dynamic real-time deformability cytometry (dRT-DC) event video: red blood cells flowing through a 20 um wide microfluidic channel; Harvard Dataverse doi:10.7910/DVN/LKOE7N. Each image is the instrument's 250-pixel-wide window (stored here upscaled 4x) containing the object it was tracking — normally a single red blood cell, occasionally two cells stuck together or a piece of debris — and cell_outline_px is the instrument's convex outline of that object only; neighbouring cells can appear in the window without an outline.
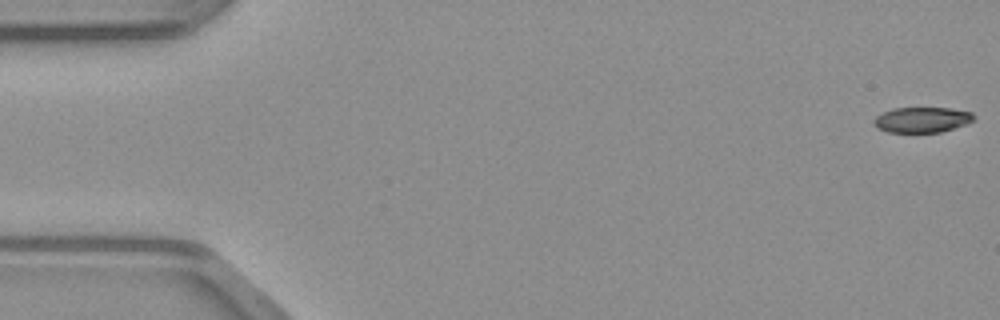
{"species": "common noctule bat (a hibernating species)", "species_latin": "Nyctalus noctula", "temperature_condition": "warm", "stored_images_in_passage": 49, "camera_frame_rate_fps": 3000, "um_per_image_px": 0.085, "animal": {"sex": "male", "body_mass_g": 23.1, "forearm_length_mm": 52.7}, "frame": {"image": 1, "passage_image": 1, "time_ms": 0.0, "image_size_px": [1000, 320], "cell_outline_px": [[976, 116], [968, 124], [940, 132], [888, 132], [876, 128], [872, 124], [872, 120], [876, 116], [884, 112], [896, 108], [948, 108], [972, 112]], "centroid_in_image_um": [78.36, 10.18], "position_along_channel_um": 6.6, "area_um2": 14.85}}
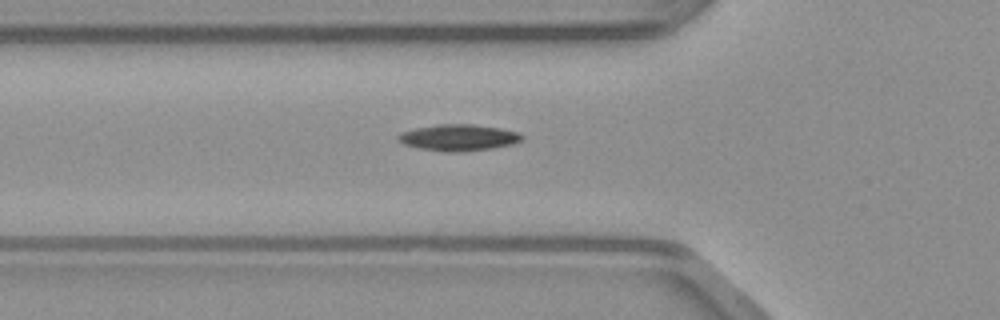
{"frame": {"image": 2, "passage_image": 17, "time_ms": 5.333, "image_size_px": [1000, 320], "cell_outline_px": [[524, 136], [520, 140], [512, 144], [492, 148], [460, 152], [452, 152], [420, 148], [404, 144], [396, 140], [396, 136], [400, 132], [416, 128], [440, 124], [472, 124], [500, 128], [520, 132]], "centroid_in_image_um": [38.96, 11.68], "position_along_channel_um": 86.8, "area_um2": 18.96}}
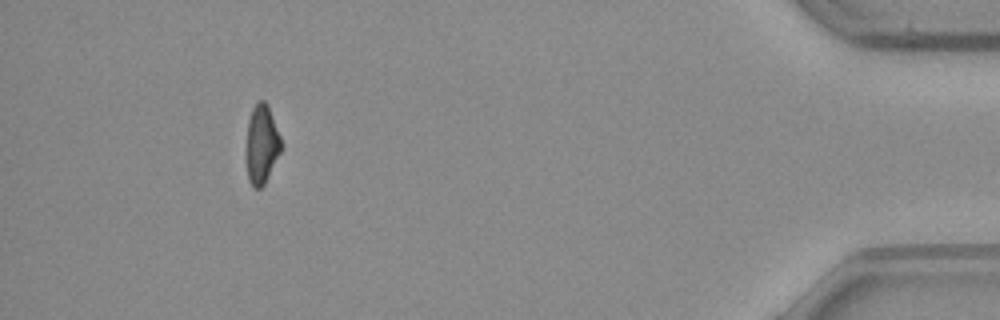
{"frame": {"image": 3, "passage_image": 45, "time_ms": 14.667, "image_size_px": [1000, 320], "cell_outline_px": [[284, 148], [264, 184], [260, 188], [252, 188], [248, 180], [244, 156], [248, 120], [252, 108], [256, 100], [264, 100], [268, 104], [280, 136]], "centroid_in_image_um": [22.22, 12.28], "position_along_channel_um": 413.0, "area_um2": 16.88}}